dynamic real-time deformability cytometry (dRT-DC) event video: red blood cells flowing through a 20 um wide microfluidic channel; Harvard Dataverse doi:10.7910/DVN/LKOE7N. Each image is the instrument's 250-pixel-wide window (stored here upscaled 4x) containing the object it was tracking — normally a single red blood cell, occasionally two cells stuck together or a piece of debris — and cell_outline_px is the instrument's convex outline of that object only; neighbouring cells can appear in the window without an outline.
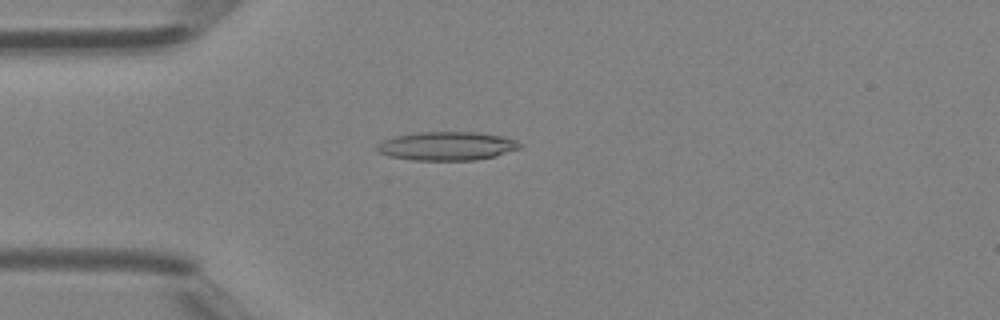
{"species": "Egyptian fruit bat (a non-hibernating species)", "species_latin": "Rousettus aegyptiacus", "temperature_condition": "room temperature", "stored_images_in_passage": 43, "camera_frame_rate_fps": 3000, "um_per_image_px": 0.085, "animal": {"sex": "female"}, "frame": {"image": 1, "passage_image": 9, "time_ms": 2.667, "image_size_px": [1000, 320], "cell_outline_px": [[524, 144], [520, 148], [496, 156], [476, 160], [416, 160], [388, 156], [380, 152], [376, 148], [376, 144], [380, 140], [396, 136], [420, 132], [476, 132], [504, 136], [516, 140]], "centroid_in_image_um": [38.01, 12.41], "position_along_channel_um": 47.0, "area_um2": 23.99}}
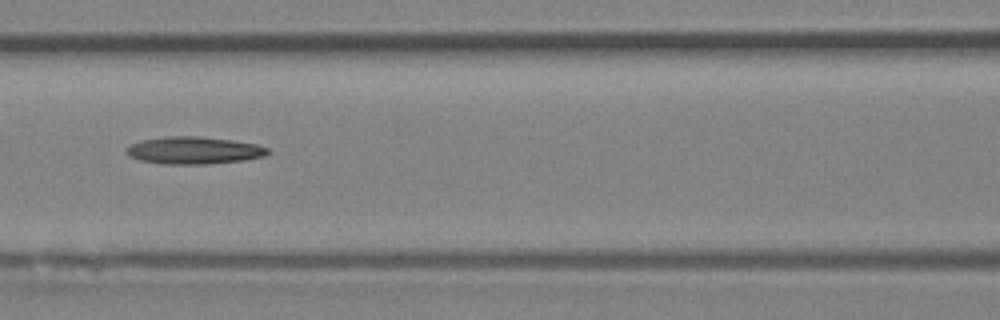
{"frame": {"image": 2, "passage_image": 17, "time_ms": 5.333, "image_size_px": [1000, 320], "cell_outline_px": [[268, 152], [264, 156], [244, 160], [204, 164], [164, 164], [140, 160], [128, 156], [124, 152], [124, 148], [140, 140], [168, 136], [200, 136], [232, 140], [256, 144], [268, 148]], "centroid_in_image_um": [16.42, 12.78], "position_along_channel_um": 150.2, "area_um2": 22.54}}
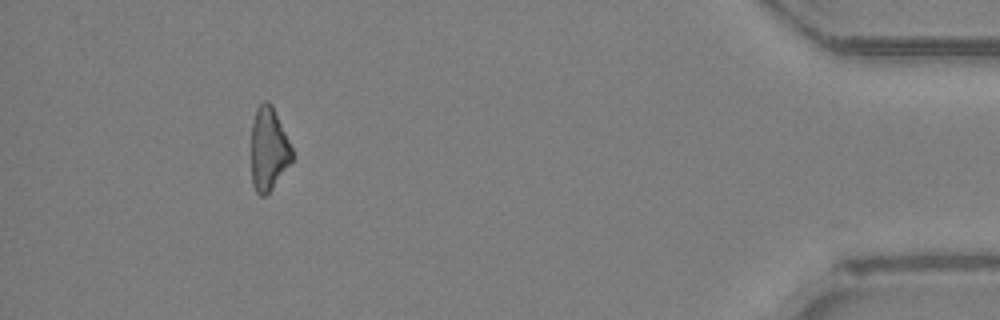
{"frame": {"image": 3, "passage_image": 39, "time_ms": 12.667, "image_size_px": [1000, 320], "cell_outline_px": [[292, 160], [272, 188], [264, 196], [260, 196], [256, 192], [252, 184], [252, 124], [256, 108], [264, 100], [268, 100], [272, 104], [292, 148]], "centroid_in_image_um": [22.82, 12.65], "position_along_channel_um": 412.4, "area_um2": 19.54}, "authors_computed_cell_mechanics": {"area_um2": 21.5016, "velocity_mm_per_s": 4.4499, "shape_relaxation_time_tau1_ms": 5.5988, "shape_relaxation_time_tau2_ms": null, "deformation_change_tau1": 0.1545, "deformation_change_tau2": null}}